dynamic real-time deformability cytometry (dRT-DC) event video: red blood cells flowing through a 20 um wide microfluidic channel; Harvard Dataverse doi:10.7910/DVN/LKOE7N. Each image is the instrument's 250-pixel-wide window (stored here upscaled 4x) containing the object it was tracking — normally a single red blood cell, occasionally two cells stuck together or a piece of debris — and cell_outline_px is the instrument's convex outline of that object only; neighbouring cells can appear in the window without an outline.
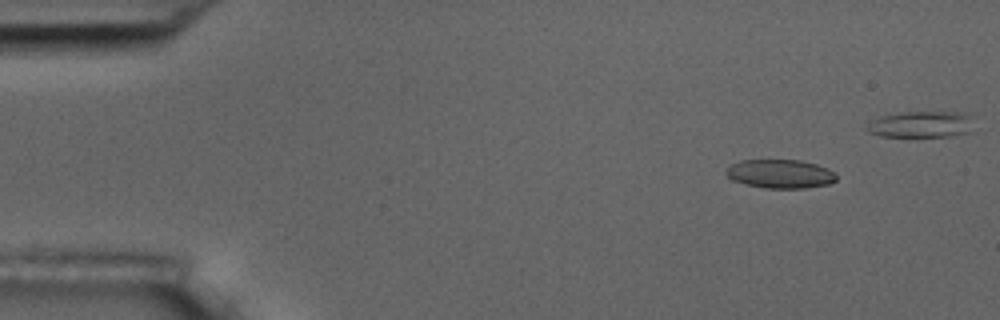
{"species": "common noctule bat (a hibernating species)", "species_latin": "Nyctalus noctula", "temperature_condition": "room temperature", "stored_images_in_passage": 6, "camera_frame_rate_fps": 3000, "um_per_image_px": 0.085, "animal": {"sex": "male", "body_mass_g": 17.5, "forearm_length_mm": 52.3}, "frame": {"image": 1, "passage_image": 1, "time_ms": 0.0, "image_size_px": [1000, 320], "cell_outline_px": [[836, 180], [828, 184], [804, 188], [764, 188], [744, 184], [732, 180], [728, 176], [728, 168], [732, 164], [740, 160], [800, 160], [816, 164], [828, 168], [836, 172]], "centroid_in_image_um": [66.35, 14.78], "position_along_channel_um": 18.6, "area_um2": 18.44}}